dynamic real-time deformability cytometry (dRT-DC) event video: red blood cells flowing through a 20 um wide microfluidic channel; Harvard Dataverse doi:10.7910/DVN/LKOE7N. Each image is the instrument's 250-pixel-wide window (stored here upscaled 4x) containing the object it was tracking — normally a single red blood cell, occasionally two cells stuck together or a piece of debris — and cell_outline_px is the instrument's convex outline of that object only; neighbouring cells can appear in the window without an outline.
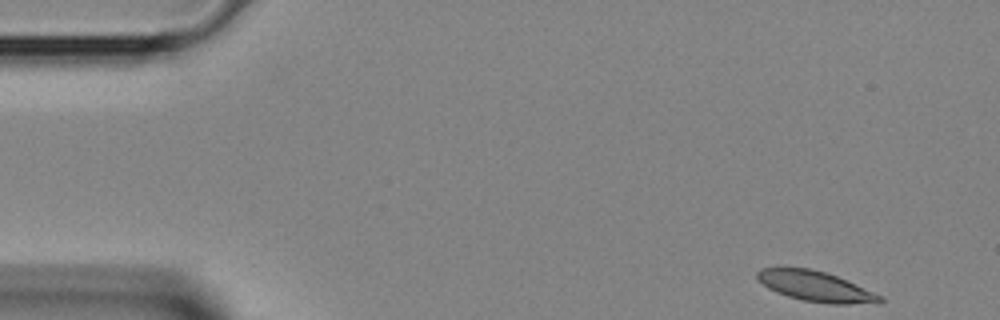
{"species": "Egyptian fruit bat (a non-hibernating species)", "species_latin": "Rousettus aegyptiacus", "temperature_condition": "room temperature", "stored_images_in_passage": 3, "camera_frame_rate_fps": 3000, "um_per_image_px": 0.085, "animal": {"sex": "female"}, "frame": {"image": 1, "passage_image": 1, "time_ms": 0.0, "image_size_px": [1000, 320], "cell_outline_px": [[884, 300], [880, 304], [832, 304], [804, 300], [788, 296], [776, 292], [768, 288], [756, 276], [756, 272], [760, 268], [780, 264], [812, 268], [836, 276], [884, 296]], "centroid_in_image_um": [69.3, 24.3], "position_along_channel_um": 15.7, "area_um2": 22.31}}